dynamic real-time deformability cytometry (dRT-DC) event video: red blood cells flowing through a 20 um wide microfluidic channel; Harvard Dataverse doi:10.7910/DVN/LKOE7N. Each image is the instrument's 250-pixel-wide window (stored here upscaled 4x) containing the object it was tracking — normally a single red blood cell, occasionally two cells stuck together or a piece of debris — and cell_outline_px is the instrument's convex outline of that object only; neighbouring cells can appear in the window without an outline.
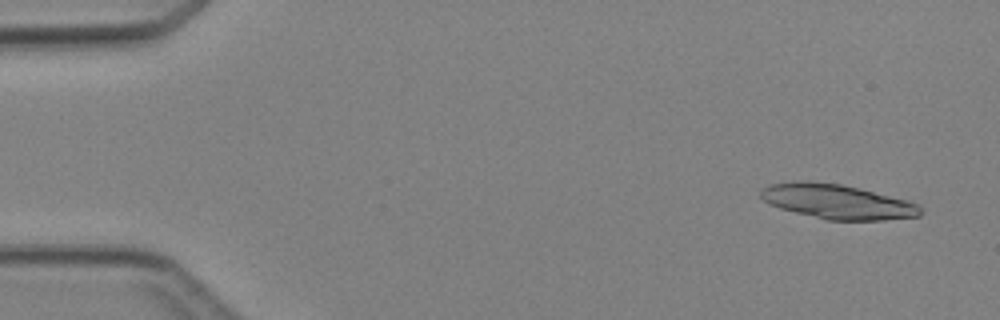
{"species": "Egyptian fruit bat (a non-hibernating species)", "species_latin": "Rousettus aegyptiacus", "temperature_condition": "cold", "stored_images_in_passage": 4, "camera_frame_rate_fps": 3000, "um_per_image_px": 0.085, "animal": {"sex": "female"}, "frame": {"image": 1, "passage_image": 1, "time_ms": 0.0, "image_size_px": [1000, 320], "cell_outline_px": [[924, 212], [920, 216], [884, 220], [824, 220], [780, 208], [768, 204], [760, 196], [760, 192], [768, 184], [796, 180], [808, 180], [840, 184], [860, 188], [908, 200], [920, 204], [924, 208]], "centroid_in_image_um": [71.2, 17.13], "position_along_channel_um": 13.8, "area_um2": 32.71}}